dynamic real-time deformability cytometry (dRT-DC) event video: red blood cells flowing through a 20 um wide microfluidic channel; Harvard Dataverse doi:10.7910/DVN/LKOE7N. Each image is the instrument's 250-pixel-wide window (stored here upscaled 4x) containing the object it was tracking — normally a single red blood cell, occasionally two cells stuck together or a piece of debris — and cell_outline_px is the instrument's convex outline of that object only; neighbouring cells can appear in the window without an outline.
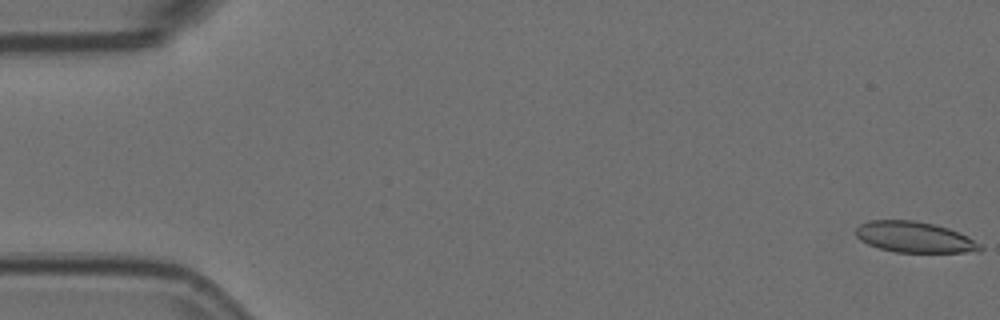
{"species": "Egyptian fruit bat (a non-hibernating species)", "species_latin": "Rousettus aegyptiacus", "temperature_condition": "room temperature", "stored_images_in_passage": 5, "camera_frame_rate_fps": 3000, "um_per_image_px": 0.085, "animal": {"sex": "female"}, "frame": {"image": 1, "passage_image": 1, "time_ms": 0.0, "image_size_px": [1000, 320], "cell_outline_px": [[984, 248], [980, 252], [896, 252], [880, 248], [868, 244], [860, 240], [856, 236], [856, 228], [860, 224], [868, 220], [916, 220], [936, 224], [960, 232], [968, 236], [980, 244]], "centroid_in_image_um": [77.76, 20.15], "position_along_channel_um": 7.2, "area_um2": 22.54}}